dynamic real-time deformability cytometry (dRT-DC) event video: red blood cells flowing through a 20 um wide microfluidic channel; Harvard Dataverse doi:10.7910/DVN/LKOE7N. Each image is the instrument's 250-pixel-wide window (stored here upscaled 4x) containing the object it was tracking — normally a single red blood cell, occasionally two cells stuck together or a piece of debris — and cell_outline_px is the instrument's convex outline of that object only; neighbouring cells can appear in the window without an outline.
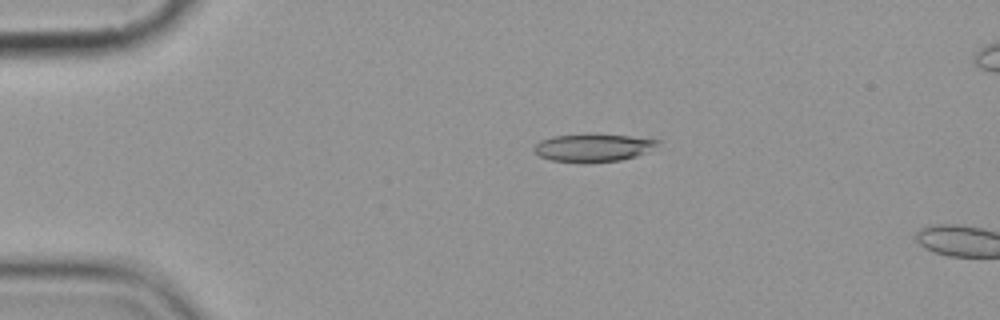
{"species": "common noctule bat (a hibernating species)", "species_latin": "Nyctalus noctula", "temperature_condition": "cold", "stored_images_in_passage": 4, "camera_frame_rate_fps": 3000, "um_per_image_px": 0.085, "animal": {"sex": "female", "body_mass_g": 19.9}, "frame": {"image": 1, "passage_image": 3, "time_ms": 3.0, "image_size_px": [1000, 320], "cell_outline_px": [[660, 140], [648, 152], [636, 156], [620, 160], [552, 160], [540, 156], [532, 148], [540, 140], [552, 136], [628, 136]], "centroid_in_image_um": [50.41, 12.54], "position_along_channel_um": 34.6, "area_um2": 18.5}}